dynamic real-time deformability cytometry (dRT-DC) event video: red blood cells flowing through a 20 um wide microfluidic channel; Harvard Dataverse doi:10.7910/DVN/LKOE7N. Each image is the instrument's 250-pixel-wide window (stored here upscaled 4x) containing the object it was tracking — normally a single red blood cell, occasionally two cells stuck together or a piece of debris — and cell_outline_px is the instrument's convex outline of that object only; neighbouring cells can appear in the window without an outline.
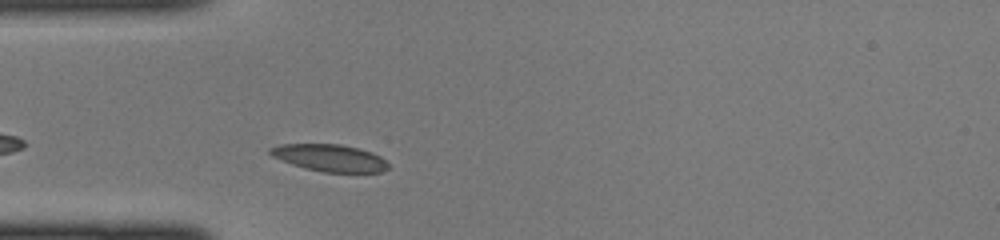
{"species": "common noctule bat (a hibernating species)", "species_latin": "Nyctalus noctula", "temperature_condition": "cold", "stored_images_in_passage": 26, "camera_frame_rate_fps": 3000, "um_per_image_px": 0.085, "animal": {"sex": "female", "body_mass_g": 22.0, "forearm_length_mm": 56.7}, "frame": {"image": 1, "passage_image": 3, "time_ms": 0.667, "image_size_px": [1000, 240], "cell_outline_px": [[388, 168], [380, 172], [324, 172], [304, 168], [292, 164], [272, 156], [268, 152], [268, 148], [280, 144], [340, 144], [360, 148], [372, 152], [380, 156], [388, 164]], "centroid_in_image_um": [28.01, 13.41], "position_along_channel_um": 57.0, "area_um2": 18.61}}
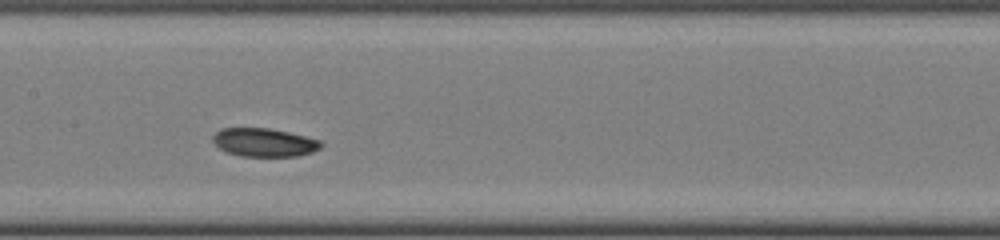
{"frame": {"image": 2, "passage_image": 12, "time_ms": 3.667, "image_size_px": [1000, 240], "cell_outline_px": [[324, 144], [320, 148], [312, 152], [300, 156], [240, 156], [228, 152], [220, 148], [212, 140], [212, 136], [220, 128], [268, 128], [288, 132], [320, 140]], "centroid_in_image_um": [22.46, 12.1], "position_along_channel_um": 184.9, "area_um2": 17.86}}
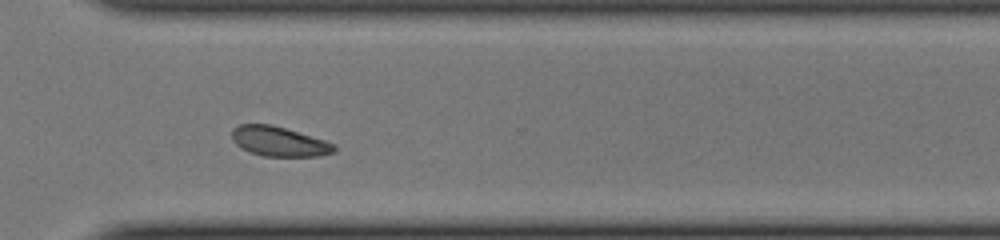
{"frame": {"image": 3, "passage_image": 23, "time_ms": 7.333, "image_size_px": [1000, 240], "cell_outline_px": [[336, 152], [316, 156], [264, 156], [248, 152], [240, 148], [232, 140], [232, 128], [240, 124], [272, 124], [324, 140], [336, 144]], "centroid_in_image_um": [23.7, 12.02], "position_along_channel_um": 346.9, "area_um2": 17.8}}